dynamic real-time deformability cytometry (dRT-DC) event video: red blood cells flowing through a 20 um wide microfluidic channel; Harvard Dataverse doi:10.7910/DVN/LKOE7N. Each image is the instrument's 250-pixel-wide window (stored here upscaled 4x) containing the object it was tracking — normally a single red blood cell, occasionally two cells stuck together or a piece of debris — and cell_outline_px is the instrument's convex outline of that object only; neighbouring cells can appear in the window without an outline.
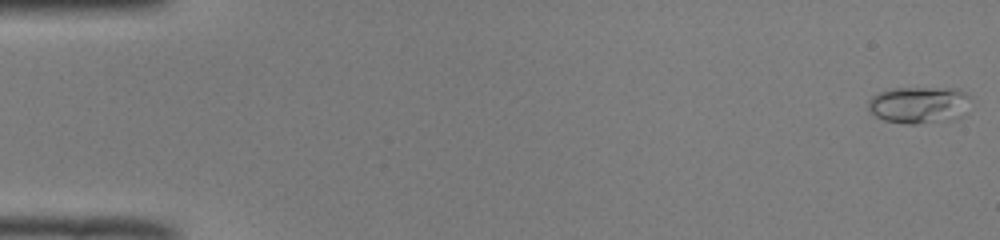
{"species": "common noctule bat (a hibernating species)", "species_latin": "Nyctalus noctula", "temperature_condition": "room temperature", "stored_images_in_passage": 51, "camera_frame_rate_fps": 3000, "um_per_image_px": 0.085, "animal": {"sex": "male", "body_mass_g": 19.0, "forearm_length_mm": 50.8}, "frame": {"image": 1, "passage_image": 1, "time_ms": 0.0, "image_size_px": [1000, 240], "cell_outline_px": [[972, 96], [968, 112], [964, 116], [956, 120], [916, 124], [908, 124], [884, 120], [876, 116], [868, 108], [868, 100], [872, 96], [880, 92], [896, 88], [956, 88]], "centroid_in_image_um": [78.22, 8.93], "position_along_channel_um": 6.8, "area_um2": 22.54}}
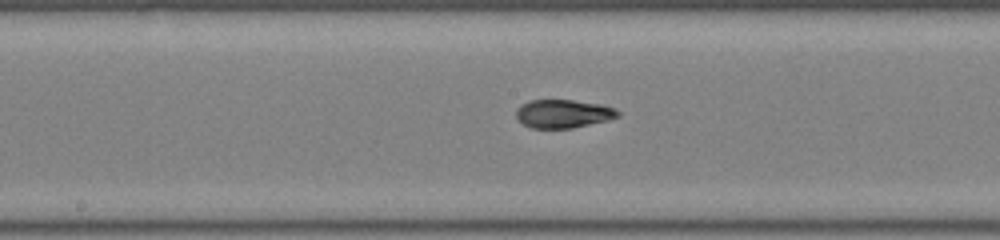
{"frame": {"image": 2, "passage_image": 27, "time_ms": 8.667, "image_size_px": [1000, 240], "cell_outline_px": [[620, 116], [608, 120], [572, 128], [532, 128], [524, 124], [516, 116], [516, 108], [532, 100], [572, 100], [600, 104], [616, 108], [620, 112]], "centroid_in_image_um": [47.91, 9.66], "position_along_channel_um": 200.3, "area_um2": 16.7}}
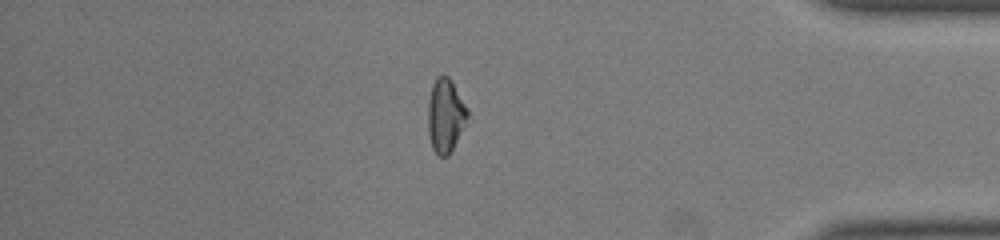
{"frame": {"image": 3, "passage_image": 44, "time_ms": 14.333, "image_size_px": [1000, 240], "cell_outline_px": [[468, 116], [448, 156], [436, 156], [432, 148], [428, 132], [428, 100], [432, 84], [436, 76], [448, 76], [452, 80], [468, 108]], "centroid_in_image_um": [37.84, 9.79], "position_along_channel_um": 397.4, "area_um2": 16.94}, "authors_computed_cell_mechanics": {"area_um2": 16.8776, "velocity_mm_per_s": 4.0046, "shape_relaxation_time_tau1_ms": 7.1467, "shape_relaxation_time_tau2_ms": 1.1801, "deformation_change_tau1": 0.213, "deformation_change_tau2": 0.0643}}